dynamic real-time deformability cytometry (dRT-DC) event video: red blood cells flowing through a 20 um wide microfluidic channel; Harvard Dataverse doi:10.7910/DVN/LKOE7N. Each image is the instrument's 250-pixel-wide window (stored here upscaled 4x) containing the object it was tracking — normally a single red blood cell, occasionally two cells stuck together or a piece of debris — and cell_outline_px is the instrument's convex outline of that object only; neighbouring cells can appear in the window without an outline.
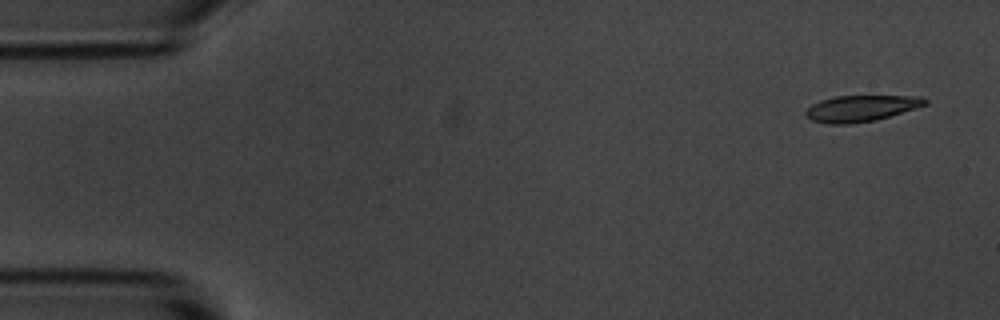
{"species": "common noctule bat (a hibernating species)", "species_latin": "Nyctalus noctula", "temperature_condition": "room temperature", "stored_images_in_passage": 4, "camera_frame_rate_fps": 3000, "um_per_image_px": 0.085, "animal": {"sex": "male", "body_mass_g": 20.1, "forearm_length_mm": 53.5}, "frame": {"image": 1, "passage_image": 1, "time_ms": 0.0, "image_size_px": [1000, 320], "cell_outline_px": [[928, 104], [916, 108], [876, 120], [852, 124], [828, 124], [812, 120], [804, 112], [812, 104], [820, 100], [836, 96], [924, 96], [928, 100]], "centroid_in_image_um": [73.22, 9.21], "position_along_channel_um": 11.8, "area_um2": 18.26}}
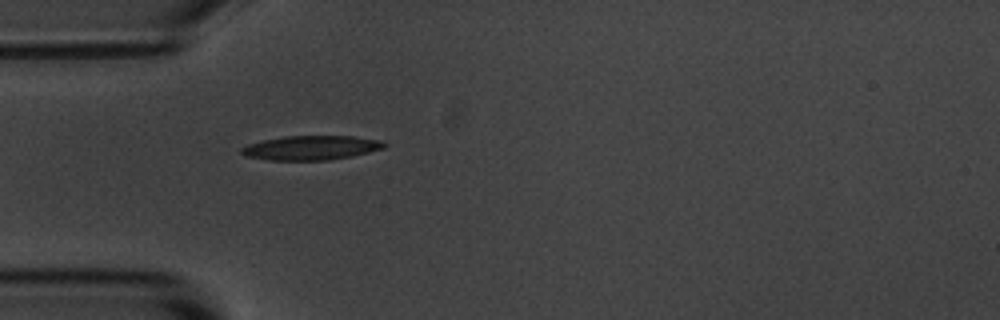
{"frame": {"image": 2, "passage_image": 4, "time_ms": 4.333, "image_size_px": [1000, 320], "cell_outline_px": [[388, 144], [384, 148], [352, 156], [328, 160], [268, 160], [244, 156], [240, 152], [240, 148], [248, 144], [264, 140], [284, 136], [352, 136], [384, 140]], "centroid_in_image_um": [26.45, 12.56], "position_along_channel_um": 58.5, "area_um2": 20.35}}